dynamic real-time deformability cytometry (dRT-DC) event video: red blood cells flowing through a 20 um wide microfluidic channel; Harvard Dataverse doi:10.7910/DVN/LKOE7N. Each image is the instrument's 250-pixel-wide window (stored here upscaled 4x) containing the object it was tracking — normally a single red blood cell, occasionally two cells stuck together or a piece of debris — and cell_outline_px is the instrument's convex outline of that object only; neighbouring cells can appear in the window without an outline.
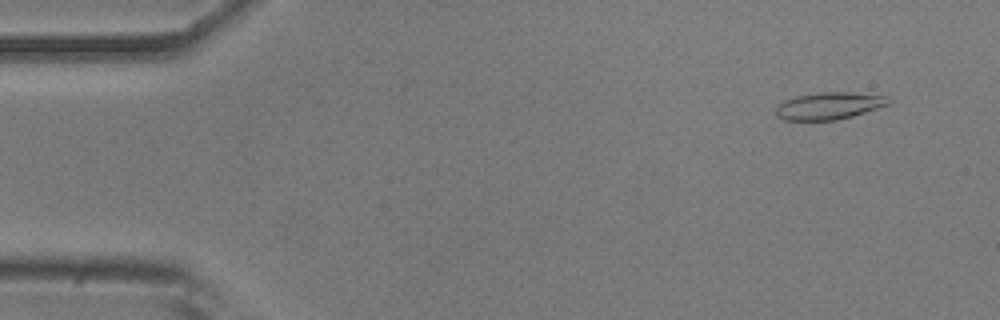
{"species": "common noctule bat (a hibernating species)", "species_latin": "Nyctalus noctula", "temperature_condition": "room temperature", "stored_images_in_passage": 52, "camera_frame_rate_fps": 3000, "um_per_image_px": 0.085, "animal": {"sex": "male", "body_mass_g": 20.5, "forearm_length_mm": 52.5}, "frame": {"image": 1, "passage_image": 4, "time_ms": 1.0, "image_size_px": [1000, 320], "cell_outline_px": [[892, 100], [888, 104], [852, 116], [836, 120], [784, 120], [776, 116], [776, 108], [784, 100], [796, 96], [820, 92], [852, 92], [884, 96]], "centroid_in_image_um": [70.43, 8.99], "position_along_channel_um": 14.6, "area_um2": 17.63}}
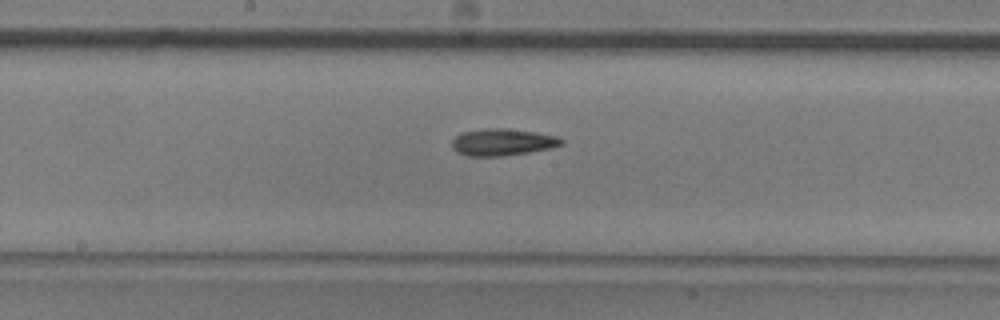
{"frame": {"image": 2, "passage_image": 27, "time_ms": 8.667, "image_size_px": [1000, 320], "cell_outline_px": [[564, 144], [552, 148], [528, 152], [500, 156], [468, 156], [456, 152], [452, 148], [452, 140], [460, 132], [484, 128], [504, 128], [536, 132], [556, 136], [564, 140]], "centroid_in_image_um": [42.69, 12.08], "position_along_channel_um": 205.5, "area_um2": 17.28}}
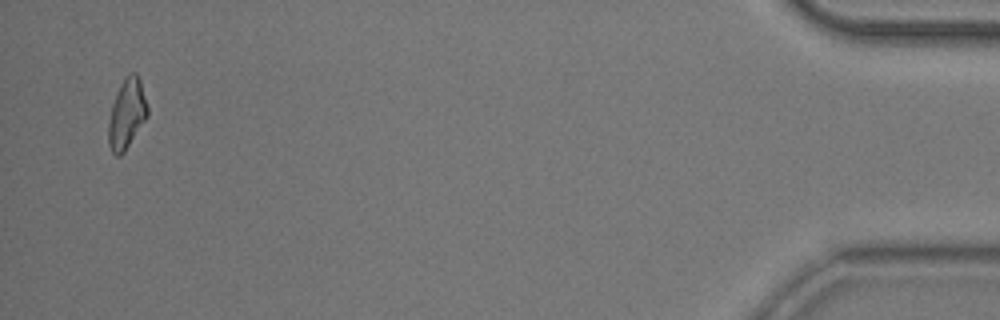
{"frame": {"image": 3, "passage_image": 51, "time_ms": 16.667, "image_size_px": [1000, 320], "cell_outline_px": [[148, 116], [124, 152], [120, 156], [116, 156], [112, 152], [108, 144], [108, 120], [112, 104], [120, 84], [132, 72], [136, 72], [140, 80], [148, 108]], "centroid_in_image_um": [10.77, 9.71], "position_along_channel_um": 424.4, "area_um2": 15.78}, "authors_computed_cell_mechanics": {"area_um2": 16.6464, "velocity_mm_per_s": 3.8305, "shape_relaxation_time_tau1_ms": null, "shape_relaxation_time_tau2_ms": 11.2369, "deformation_change_tau1": null, "deformation_change_tau2": 0.2441}}